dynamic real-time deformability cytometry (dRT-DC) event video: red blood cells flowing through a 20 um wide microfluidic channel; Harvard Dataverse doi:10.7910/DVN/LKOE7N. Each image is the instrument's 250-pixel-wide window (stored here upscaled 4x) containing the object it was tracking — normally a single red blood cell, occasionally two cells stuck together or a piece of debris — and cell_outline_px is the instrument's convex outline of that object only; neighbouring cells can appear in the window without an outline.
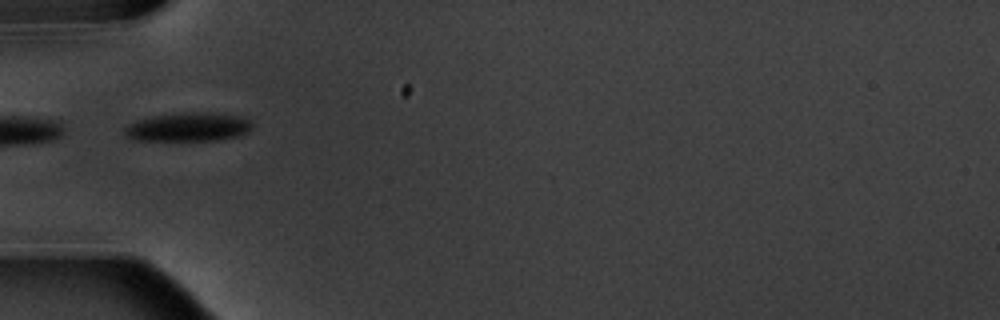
{"species": "common noctule bat (a hibernating species)", "species_latin": "Nyctalus noctula", "temperature_condition": "warm", "stored_images_in_passage": 5, "camera_frame_rate_fps": 3000, "um_per_image_px": 0.085, "animal": {"sex": "male", "body_mass_g": 20.1, "forearm_length_mm": 53.5}, "frame": {"image": 1, "passage_image": 4, "time_ms": 3.333, "image_size_px": [1000, 320], "cell_outline_px": [[252, 128], [248, 132], [236, 136], [220, 140], [136, 140], [128, 136], [124, 132], [124, 128], [128, 124], [136, 120], [152, 116], [184, 112], [220, 112], [240, 116], [248, 120], [252, 124]], "centroid_in_image_um": [16.02, 10.78], "position_along_channel_um": 69.0, "area_um2": 21.5}}